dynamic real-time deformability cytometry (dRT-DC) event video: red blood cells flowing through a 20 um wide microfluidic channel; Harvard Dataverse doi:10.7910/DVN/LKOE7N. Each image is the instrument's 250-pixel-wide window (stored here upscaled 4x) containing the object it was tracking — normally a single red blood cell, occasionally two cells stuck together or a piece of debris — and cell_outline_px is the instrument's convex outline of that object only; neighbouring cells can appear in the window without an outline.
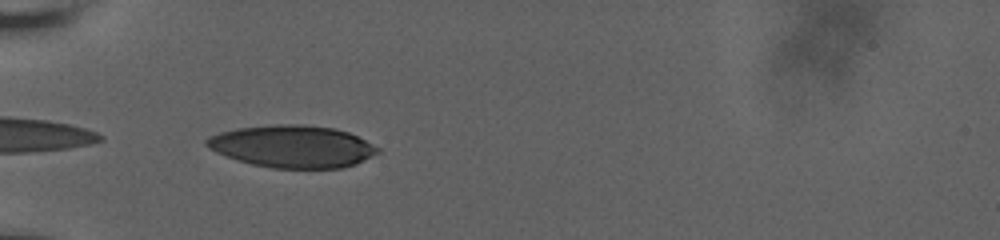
{"species": "human", "species_latin": "Homo sapiens", "temperature_condition": "room temperature", "stored_images_in_passage": 25, "camera_frame_rate_fps": 3000, "um_per_image_px": 0.085, "donor": {"sex": "male"}, "frame": {"image": 1, "passage_image": 1, "time_ms": 0.0, "image_size_px": [1000, 240], "cell_outline_px": [[380, 152], [356, 164], [340, 168], [272, 168], [252, 164], [224, 156], [208, 148], [204, 144], [204, 140], [208, 136], [220, 132], [236, 128], [276, 124], [300, 124], [332, 128], [348, 132], [380, 148]], "centroid_in_image_um": [24.81, 12.45], "position_along_channel_um": 60.2, "area_um2": 42.19}}
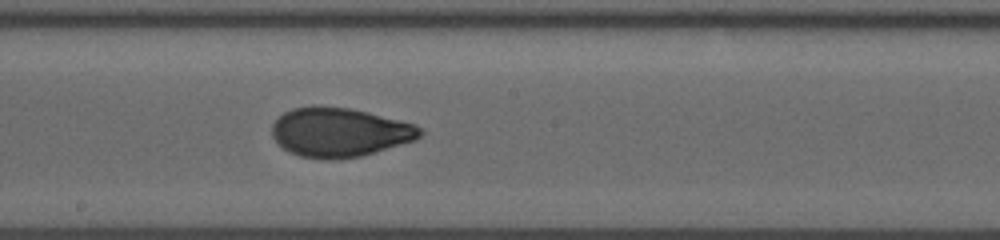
{"frame": {"image": 2, "passage_image": 15, "time_ms": 4.667, "image_size_px": [1000, 240], "cell_outline_px": [[424, 132], [416, 140], [360, 156], [332, 160], [324, 160], [300, 156], [288, 152], [272, 136], [272, 124], [284, 112], [292, 108], [312, 104], [348, 108], [368, 112], [416, 124]], "centroid_in_image_um": [28.85, 11.23], "position_along_channel_um": 219.4, "area_um2": 42.66}}
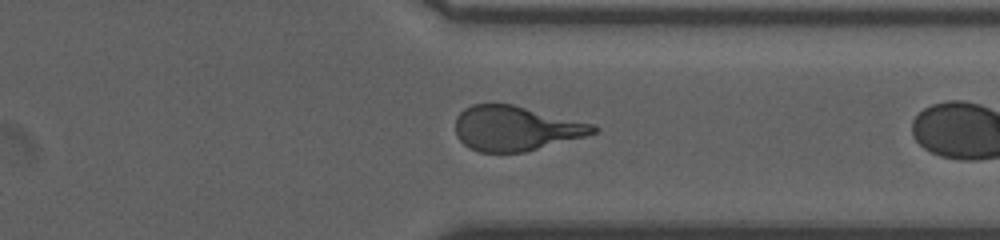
{"frame": {"image": 3, "passage_image": 24, "time_ms": 7.667, "image_size_px": [1000, 240], "cell_outline_px": [[600, 128], [596, 132], [584, 136], [524, 152], [480, 152], [468, 148], [456, 136], [456, 116], [464, 108], [472, 104], [512, 104], [596, 124]], "centroid_in_image_um": [43.82, 10.9], "position_along_channel_um": 367.6, "area_um2": 35.95}}